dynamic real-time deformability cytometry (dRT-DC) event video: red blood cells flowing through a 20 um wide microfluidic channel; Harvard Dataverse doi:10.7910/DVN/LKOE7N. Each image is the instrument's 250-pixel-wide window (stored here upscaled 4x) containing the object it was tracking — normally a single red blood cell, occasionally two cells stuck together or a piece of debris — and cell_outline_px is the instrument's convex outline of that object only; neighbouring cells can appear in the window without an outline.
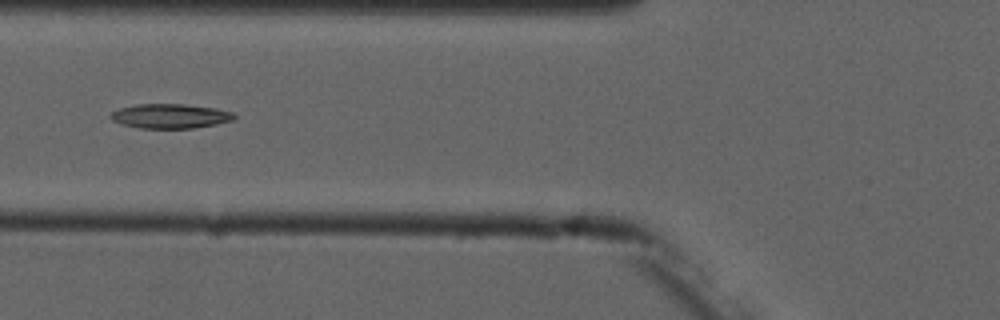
{"species": "common noctule bat (a hibernating species)", "species_latin": "Nyctalus noctula", "temperature_condition": "cold", "stored_images_in_passage": 14, "segment_of_instrument_passage": [2, 2], "camera_frame_rate_fps": 3000, "um_per_image_px": 0.085, "animal": {"sex": "male", "forearm_length_mm": 52.5}, "frame": {"image": 1, "passage_image": 5, "time_ms": 6.0, "image_size_px": [1000, 320], "cell_outline_px": [[236, 116], [232, 120], [216, 124], [192, 128], [140, 128], [120, 124], [112, 120], [108, 116], [112, 112], [120, 108], [136, 104], [184, 104], [216, 108], [232, 112]], "centroid_in_image_um": [14.44, 9.86], "position_along_channel_um": 111.4, "area_um2": 17.63}}
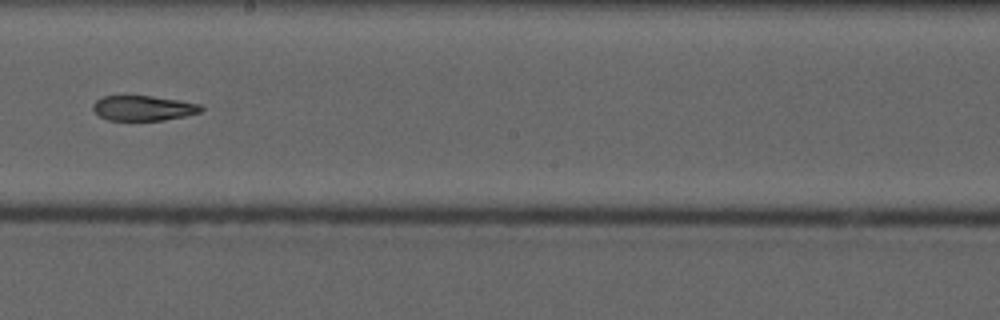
{"frame": {"image": 2, "passage_image": 8, "time_ms": 9.333, "image_size_px": [1000, 320], "cell_outline_px": [[204, 108], [200, 112], [184, 116], [164, 120], [108, 120], [100, 116], [92, 108], [92, 104], [100, 96], [152, 96], [200, 104]], "centroid_in_image_um": [12.15, 9.19], "position_along_channel_um": 236.0, "area_um2": 15.66}}
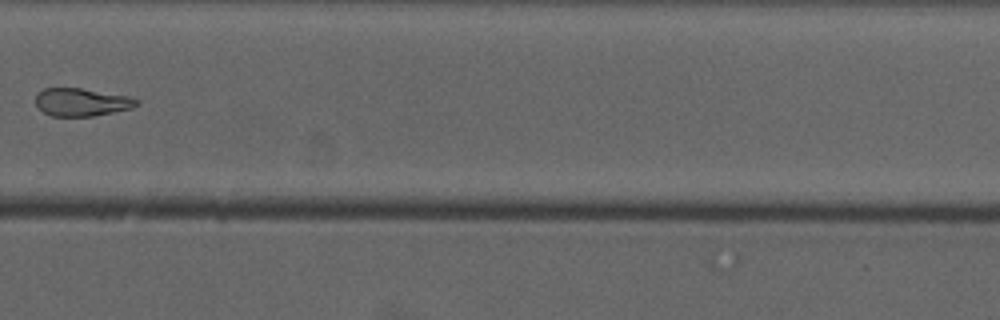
{"frame": {"image": 3, "passage_image": 10, "time_ms": 11.667, "image_size_px": [1000, 320], "cell_outline_px": [[140, 104], [132, 108], [92, 116], [52, 116], [36, 108], [36, 92], [44, 88], [80, 88], [128, 96], [140, 100]], "centroid_in_image_um": [6.91, 8.68], "position_along_channel_um": 322.9, "area_um2": 16.47}}